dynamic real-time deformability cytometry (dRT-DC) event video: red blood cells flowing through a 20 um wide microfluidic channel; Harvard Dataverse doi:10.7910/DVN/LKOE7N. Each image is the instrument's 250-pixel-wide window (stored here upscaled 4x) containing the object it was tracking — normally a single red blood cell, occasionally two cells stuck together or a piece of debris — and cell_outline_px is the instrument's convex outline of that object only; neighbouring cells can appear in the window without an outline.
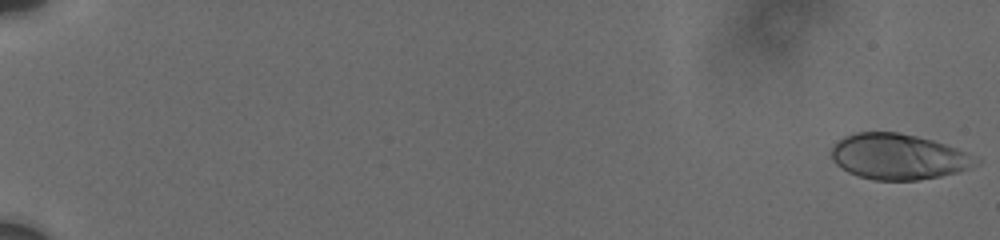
{"species": "human", "species_latin": "Homo sapiens", "temperature_condition": "cold", "stored_images_in_passage": 34, "camera_frame_rate_fps": 3000, "um_per_image_px": 0.085, "donor": {"sex": "male"}, "frame": {"image": 1, "passage_image": 1, "time_ms": 0.0, "image_size_px": [1000, 240], "cell_outline_px": [[984, 160], [980, 164], [972, 168], [960, 172], [940, 176], [916, 180], [876, 180], [860, 176], [848, 172], [840, 168], [832, 160], [832, 148], [844, 136], [856, 132], [896, 132], [916, 136], [932, 140], [956, 148]], "centroid_in_image_um": [76.41, 13.32], "position_along_channel_um": 8.6, "area_um2": 38.49}}
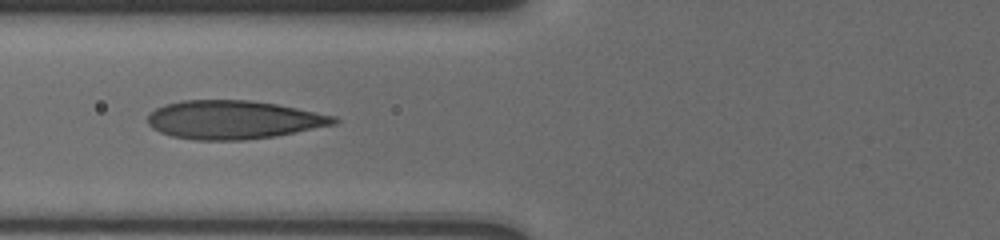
{"frame": {"image": 2, "passage_image": 25, "time_ms": 8.333, "image_size_px": [1000, 240], "cell_outline_px": [[340, 120], [336, 124], [276, 136], [244, 140], [192, 140], [172, 136], [160, 132], [152, 128], [148, 124], [148, 116], [156, 108], [168, 104], [184, 100], [248, 100], [276, 104], [336, 116]], "centroid_in_image_um": [19.85, 10.19], "position_along_channel_um": 105.9, "area_um2": 41.67}}
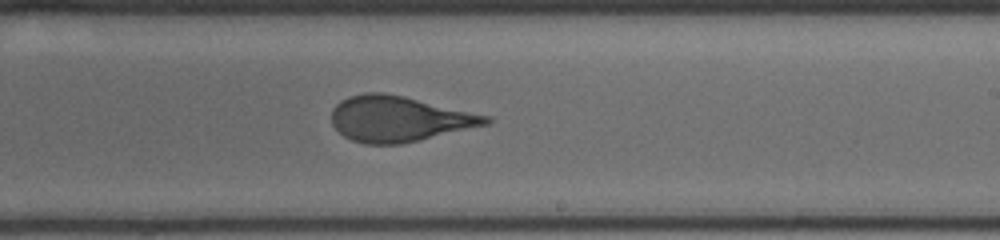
{"frame": {"image": 3, "passage_image": 34, "time_ms": 12.333, "image_size_px": [1000, 240], "cell_outline_px": [[492, 120], [488, 124], [420, 140], [400, 144], [364, 144], [352, 140], [344, 136], [332, 124], [332, 108], [340, 100], [348, 96], [364, 92], [384, 92], [404, 96], [492, 116]], "centroid_in_image_um": [33.91, 10.09], "position_along_channel_um": 255.1, "area_um2": 41.1}}